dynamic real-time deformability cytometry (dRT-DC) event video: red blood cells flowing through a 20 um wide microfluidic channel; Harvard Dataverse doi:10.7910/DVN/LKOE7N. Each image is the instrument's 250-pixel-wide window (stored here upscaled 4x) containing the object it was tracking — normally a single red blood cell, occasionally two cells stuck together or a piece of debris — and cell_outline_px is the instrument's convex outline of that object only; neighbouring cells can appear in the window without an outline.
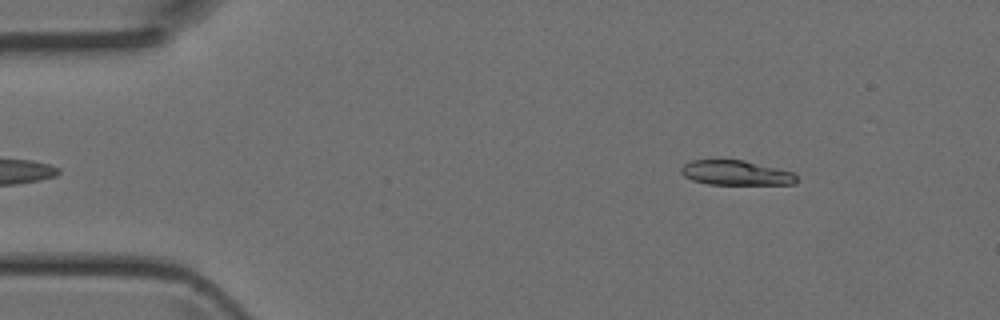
{"species": "Egyptian fruit bat (a non-hibernating species)", "species_latin": "Rousettus aegyptiacus", "temperature_condition": "room temperature", "stored_images_in_passage": 3, "camera_frame_rate_fps": 3000, "um_per_image_px": 0.085, "animal": {"sex": "female"}, "frame": {"image": 1, "passage_image": 3, "time_ms": 0.667, "image_size_px": [1000, 320], "cell_outline_px": [[800, 180], [796, 184], [708, 184], [692, 180], [684, 176], [680, 172], [680, 168], [684, 164], [692, 160], [744, 160], [792, 172]], "centroid_in_image_um": [62.54, 14.7], "position_along_channel_um": 22.5, "area_um2": 16.59}}